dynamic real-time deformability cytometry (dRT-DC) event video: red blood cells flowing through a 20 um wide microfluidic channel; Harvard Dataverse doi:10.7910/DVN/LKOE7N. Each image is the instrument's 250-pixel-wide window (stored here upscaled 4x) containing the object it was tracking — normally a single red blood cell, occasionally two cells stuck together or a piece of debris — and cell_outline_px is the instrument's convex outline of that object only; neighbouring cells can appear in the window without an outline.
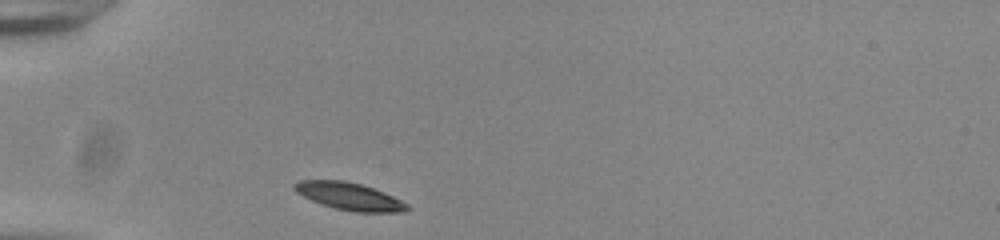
{"species": "common noctule bat (a hibernating species)", "species_latin": "Nyctalus noctula", "temperature_condition": "room temperature", "stored_images_in_passage": 30, "camera_frame_rate_fps": 3000, "um_per_image_px": 0.085, "animal": {"sex": "male", "body_mass_g": 20.0, "forearm_length_mm": 53.3}, "frame": {"image": 1, "passage_image": 1, "time_ms": 0.0, "image_size_px": [1000, 240], "cell_outline_px": [[408, 208], [404, 212], [356, 212], [336, 208], [320, 204], [296, 192], [292, 188], [292, 184], [300, 180], [344, 180], [360, 184], [384, 192], [408, 204]], "centroid_in_image_um": [29.66, 16.68], "position_along_channel_um": 55.3, "area_um2": 17.86}}
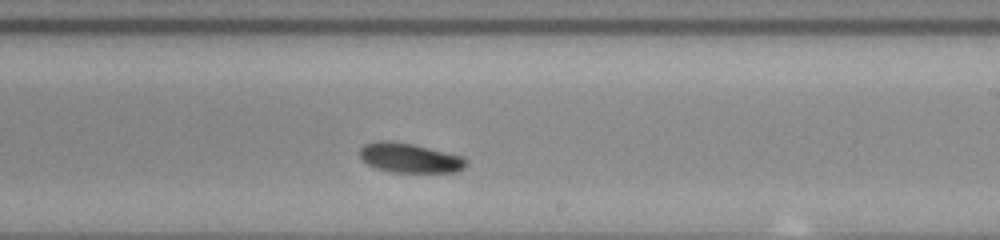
{"frame": {"image": 2, "passage_image": 18, "time_ms": 5.667, "image_size_px": [1000, 240], "cell_outline_px": [[468, 160], [464, 168], [456, 172], [392, 172], [376, 168], [368, 164], [360, 156], [360, 148], [364, 144], [380, 140], [388, 140], [412, 144], [464, 156]], "centroid_in_image_um": [34.85, 13.42], "position_along_channel_um": 254.2, "area_um2": 18.32}}
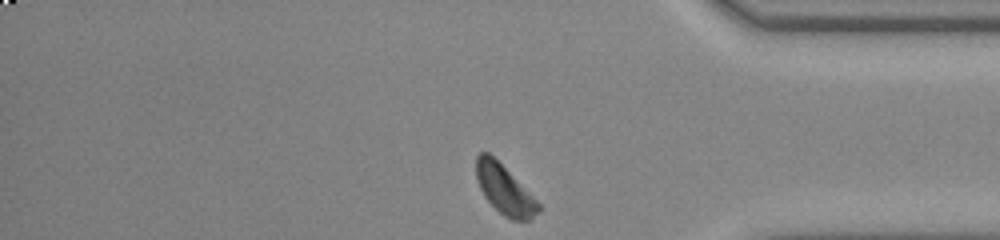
{"frame": {"image": 3, "passage_image": 30, "time_ms": 9.667, "image_size_px": [1000, 240], "cell_outline_px": [[540, 212], [528, 220], [512, 220], [504, 216], [484, 196], [476, 180], [476, 156], [480, 152], [488, 152], [540, 204]], "centroid_in_image_um": [42.86, 16.13], "position_along_channel_um": 392.3, "area_um2": 17.28}, "authors_computed_cell_mechanics": {"area_um2": 18.2648, "velocity_mm_per_s": 3.8026, "shape_relaxation_time_tau1_ms": 2.504, "shape_relaxation_time_tau2_ms": 9.7203, "deformation_change_tau1": 0.0873, "deformation_change_tau2": 0.1555}}